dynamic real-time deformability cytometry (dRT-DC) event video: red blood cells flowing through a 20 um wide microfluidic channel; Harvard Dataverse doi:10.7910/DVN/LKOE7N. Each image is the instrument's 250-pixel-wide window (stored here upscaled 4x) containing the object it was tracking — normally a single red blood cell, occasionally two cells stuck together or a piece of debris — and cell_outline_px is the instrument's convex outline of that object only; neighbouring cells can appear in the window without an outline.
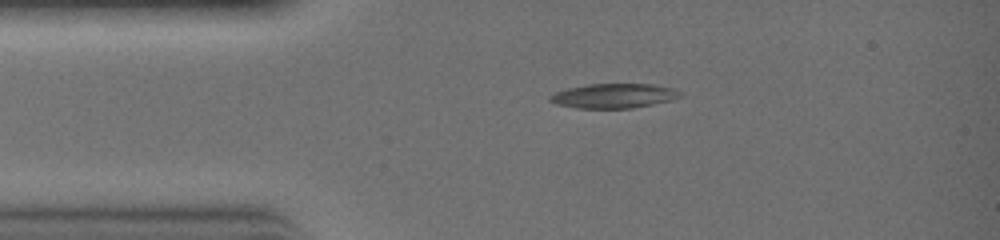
{"species": "common noctule bat (a hibernating species)", "species_latin": "Nyctalus noctula", "temperature_condition": "warm", "stored_images_in_passage": 17, "camera_frame_rate_fps": 3000, "um_per_image_px": 0.085, "animal": {"sex": "female", "body_mass_g": 19.0, "forearm_length_mm": 51.5}, "frame": {"image": 1, "passage_image": 1, "time_ms": 0.0, "image_size_px": [1000, 240], "cell_outline_px": [[680, 96], [672, 100], [652, 104], [628, 108], [576, 108], [556, 104], [548, 100], [548, 96], [556, 92], [568, 88], [588, 84], [652, 84], [672, 88], [680, 92]], "centroid_in_image_um": [52.12, 8.14], "position_along_channel_um": 32.9, "area_um2": 18.44}}
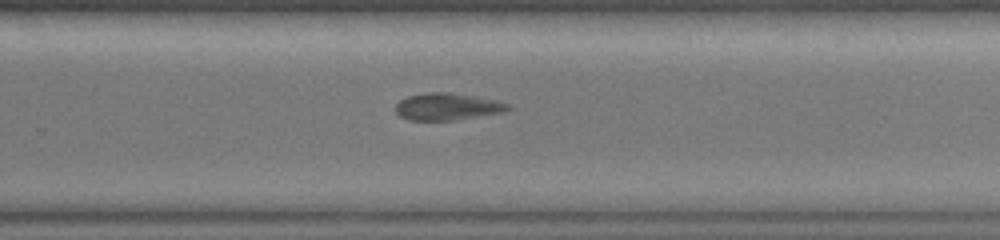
{"frame": {"image": 2, "passage_image": 15, "time_ms": 4.667, "image_size_px": [1000, 240], "cell_outline_px": [[512, 108], [504, 112], [452, 120], [408, 120], [400, 116], [396, 112], [396, 104], [400, 100], [408, 96], [424, 92], [448, 92], [476, 96], [496, 100], [508, 104]], "centroid_in_image_um": [38.01, 9.05], "position_along_channel_um": 291.8, "area_um2": 17.69}}